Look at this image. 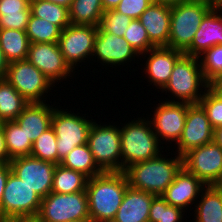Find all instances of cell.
Instances as JSON below:
<instances>
[{
  "label": "cell",
  "mask_w": 222,
  "mask_h": 222,
  "mask_svg": "<svg viewBox=\"0 0 222 222\" xmlns=\"http://www.w3.org/2000/svg\"><path fill=\"white\" fill-rule=\"evenodd\" d=\"M167 150L170 151L166 149V154L163 151V154L160 153L154 158L129 166L124 171L128 178L129 186L156 196L162 195L183 167L182 156L173 152V149L169 153ZM172 155L175 156L172 157Z\"/></svg>",
  "instance_id": "1"
},
{
  "label": "cell",
  "mask_w": 222,
  "mask_h": 222,
  "mask_svg": "<svg viewBox=\"0 0 222 222\" xmlns=\"http://www.w3.org/2000/svg\"><path fill=\"white\" fill-rule=\"evenodd\" d=\"M128 187V178L124 171L103 172L88 178L86 192L90 221L113 220Z\"/></svg>",
  "instance_id": "2"
},
{
  "label": "cell",
  "mask_w": 222,
  "mask_h": 222,
  "mask_svg": "<svg viewBox=\"0 0 222 222\" xmlns=\"http://www.w3.org/2000/svg\"><path fill=\"white\" fill-rule=\"evenodd\" d=\"M142 115L131 118V121L127 119L124 124L119 120L122 171L132 164L158 156L165 148L155 135L150 120L144 117L145 113Z\"/></svg>",
  "instance_id": "3"
},
{
  "label": "cell",
  "mask_w": 222,
  "mask_h": 222,
  "mask_svg": "<svg viewBox=\"0 0 222 222\" xmlns=\"http://www.w3.org/2000/svg\"><path fill=\"white\" fill-rule=\"evenodd\" d=\"M210 86L203 76L199 58L183 54L174 64L169 81L160 93L168 95L169 99L164 97L165 101L198 104Z\"/></svg>",
  "instance_id": "4"
},
{
  "label": "cell",
  "mask_w": 222,
  "mask_h": 222,
  "mask_svg": "<svg viewBox=\"0 0 222 222\" xmlns=\"http://www.w3.org/2000/svg\"><path fill=\"white\" fill-rule=\"evenodd\" d=\"M64 107L66 106L62 108L58 105L54 109L51 119V127L57 137L58 164L76 146L88 143L89 131L95 120L92 115L91 117L88 115V111L87 114H82V112L80 114L78 110L81 107L77 108V111H75V107L72 109H64Z\"/></svg>",
  "instance_id": "5"
},
{
  "label": "cell",
  "mask_w": 222,
  "mask_h": 222,
  "mask_svg": "<svg viewBox=\"0 0 222 222\" xmlns=\"http://www.w3.org/2000/svg\"><path fill=\"white\" fill-rule=\"evenodd\" d=\"M96 118L88 135V146L94 160L103 172H121V137L119 122L101 123ZM117 124V125H116ZM119 124V125H118Z\"/></svg>",
  "instance_id": "6"
},
{
  "label": "cell",
  "mask_w": 222,
  "mask_h": 222,
  "mask_svg": "<svg viewBox=\"0 0 222 222\" xmlns=\"http://www.w3.org/2000/svg\"><path fill=\"white\" fill-rule=\"evenodd\" d=\"M213 7L202 2H182L171 6L168 47L182 51L191 46L204 16Z\"/></svg>",
  "instance_id": "7"
},
{
  "label": "cell",
  "mask_w": 222,
  "mask_h": 222,
  "mask_svg": "<svg viewBox=\"0 0 222 222\" xmlns=\"http://www.w3.org/2000/svg\"><path fill=\"white\" fill-rule=\"evenodd\" d=\"M41 200L33 189L11 172L0 205V222L35 219L40 210Z\"/></svg>",
  "instance_id": "8"
},
{
  "label": "cell",
  "mask_w": 222,
  "mask_h": 222,
  "mask_svg": "<svg viewBox=\"0 0 222 222\" xmlns=\"http://www.w3.org/2000/svg\"><path fill=\"white\" fill-rule=\"evenodd\" d=\"M38 222L90 221L86 191L71 194L50 192L42 198Z\"/></svg>",
  "instance_id": "9"
},
{
  "label": "cell",
  "mask_w": 222,
  "mask_h": 222,
  "mask_svg": "<svg viewBox=\"0 0 222 222\" xmlns=\"http://www.w3.org/2000/svg\"><path fill=\"white\" fill-rule=\"evenodd\" d=\"M5 78L29 103L50 102L49 96L57 88L27 59L10 62Z\"/></svg>",
  "instance_id": "10"
},
{
  "label": "cell",
  "mask_w": 222,
  "mask_h": 222,
  "mask_svg": "<svg viewBox=\"0 0 222 222\" xmlns=\"http://www.w3.org/2000/svg\"><path fill=\"white\" fill-rule=\"evenodd\" d=\"M163 100L162 98L158 99L159 103L154 104L156 107L149 108L150 110L154 108V111L151 110L153 113L150 115L147 113L146 116L162 146L166 144L167 149H172L170 146L172 142L173 145L176 144L181 137L190 104Z\"/></svg>",
  "instance_id": "11"
},
{
  "label": "cell",
  "mask_w": 222,
  "mask_h": 222,
  "mask_svg": "<svg viewBox=\"0 0 222 222\" xmlns=\"http://www.w3.org/2000/svg\"><path fill=\"white\" fill-rule=\"evenodd\" d=\"M97 33L98 27L90 25L70 24L62 30L58 46L65 61L74 71L80 67L82 69L83 63H91Z\"/></svg>",
  "instance_id": "12"
},
{
  "label": "cell",
  "mask_w": 222,
  "mask_h": 222,
  "mask_svg": "<svg viewBox=\"0 0 222 222\" xmlns=\"http://www.w3.org/2000/svg\"><path fill=\"white\" fill-rule=\"evenodd\" d=\"M138 59L140 60V55L127 42V40L124 37H120V36H116L108 32H104L98 26V33L95 38V43H94V48H93V53H92V58H91L92 65H94L93 62L94 63L98 62L102 65V67L104 66V68L108 70L109 72H111L109 70L110 67H112L111 69L114 68V70L116 71V68H118V66L119 68L122 66L119 69L121 71L123 66L125 67L126 65L127 67L125 68H127L126 71L128 74V67H130V70H131L130 63L134 61V63L137 62L136 64H140V61ZM106 66L109 68H107Z\"/></svg>",
  "instance_id": "13"
},
{
  "label": "cell",
  "mask_w": 222,
  "mask_h": 222,
  "mask_svg": "<svg viewBox=\"0 0 222 222\" xmlns=\"http://www.w3.org/2000/svg\"><path fill=\"white\" fill-rule=\"evenodd\" d=\"M27 60L56 86L69 79L72 81L73 77L76 79L77 71L65 61L58 43H30Z\"/></svg>",
  "instance_id": "14"
},
{
  "label": "cell",
  "mask_w": 222,
  "mask_h": 222,
  "mask_svg": "<svg viewBox=\"0 0 222 222\" xmlns=\"http://www.w3.org/2000/svg\"><path fill=\"white\" fill-rule=\"evenodd\" d=\"M183 167L206 186L222 177V148L214 141L189 150L183 156Z\"/></svg>",
  "instance_id": "15"
},
{
  "label": "cell",
  "mask_w": 222,
  "mask_h": 222,
  "mask_svg": "<svg viewBox=\"0 0 222 222\" xmlns=\"http://www.w3.org/2000/svg\"><path fill=\"white\" fill-rule=\"evenodd\" d=\"M11 171L41 198L52 191L56 164L32 156H21L9 161Z\"/></svg>",
  "instance_id": "16"
},
{
  "label": "cell",
  "mask_w": 222,
  "mask_h": 222,
  "mask_svg": "<svg viewBox=\"0 0 222 222\" xmlns=\"http://www.w3.org/2000/svg\"><path fill=\"white\" fill-rule=\"evenodd\" d=\"M214 128L203 107L198 104H190L187 109L184 129L181 137L174 144L173 152L183 156L189 150L206 145L213 141ZM177 148V149H176Z\"/></svg>",
  "instance_id": "17"
},
{
  "label": "cell",
  "mask_w": 222,
  "mask_h": 222,
  "mask_svg": "<svg viewBox=\"0 0 222 222\" xmlns=\"http://www.w3.org/2000/svg\"><path fill=\"white\" fill-rule=\"evenodd\" d=\"M183 54L182 51L167 46L153 47L146 53L141 54L140 62L142 61L145 64L140 63L139 65L144 66L140 69L143 70L141 72L143 73L142 76L145 73L144 79L148 78L146 81L148 84L150 83L147 87L153 84L156 89H159H155V92L158 91L157 93H159L169 81L174 64Z\"/></svg>",
  "instance_id": "18"
},
{
  "label": "cell",
  "mask_w": 222,
  "mask_h": 222,
  "mask_svg": "<svg viewBox=\"0 0 222 222\" xmlns=\"http://www.w3.org/2000/svg\"><path fill=\"white\" fill-rule=\"evenodd\" d=\"M205 187L206 185L200 179L182 167L161 196L168 204L186 211L187 215L189 208V213L193 211V207Z\"/></svg>",
  "instance_id": "19"
},
{
  "label": "cell",
  "mask_w": 222,
  "mask_h": 222,
  "mask_svg": "<svg viewBox=\"0 0 222 222\" xmlns=\"http://www.w3.org/2000/svg\"><path fill=\"white\" fill-rule=\"evenodd\" d=\"M171 6L152 2L139 20L146 29L150 42L155 46H167L170 36Z\"/></svg>",
  "instance_id": "20"
},
{
  "label": "cell",
  "mask_w": 222,
  "mask_h": 222,
  "mask_svg": "<svg viewBox=\"0 0 222 222\" xmlns=\"http://www.w3.org/2000/svg\"><path fill=\"white\" fill-rule=\"evenodd\" d=\"M43 103H29L16 118V122L21 126L27 138L34 141L47 129L51 127V119L54 109L60 104L50 101ZM56 105V106H54Z\"/></svg>",
  "instance_id": "21"
},
{
  "label": "cell",
  "mask_w": 222,
  "mask_h": 222,
  "mask_svg": "<svg viewBox=\"0 0 222 222\" xmlns=\"http://www.w3.org/2000/svg\"><path fill=\"white\" fill-rule=\"evenodd\" d=\"M219 44H222V10L212 8L204 16L191 46L184 54L198 57L205 50Z\"/></svg>",
  "instance_id": "22"
},
{
  "label": "cell",
  "mask_w": 222,
  "mask_h": 222,
  "mask_svg": "<svg viewBox=\"0 0 222 222\" xmlns=\"http://www.w3.org/2000/svg\"><path fill=\"white\" fill-rule=\"evenodd\" d=\"M155 196L129 186L113 220L116 222H149L150 206Z\"/></svg>",
  "instance_id": "23"
},
{
  "label": "cell",
  "mask_w": 222,
  "mask_h": 222,
  "mask_svg": "<svg viewBox=\"0 0 222 222\" xmlns=\"http://www.w3.org/2000/svg\"><path fill=\"white\" fill-rule=\"evenodd\" d=\"M193 209L192 222H222V193L215 185L206 186Z\"/></svg>",
  "instance_id": "24"
},
{
  "label": "cell",
  "mask_w": 222,
  "mask_h": 222,
  "mask_svg": "<svg viewBox=\"0 0 222 222\" xmlns=\"http://www.w3.org/2000/svg\"><path fill=\"white\" fill-rule=\"evenodd\" d=\"M30 0H0V29L26 30Z\"/></svg>",
  "instance_id": "25"
},
{
  "label": "cell",
  "mask_w": 222,
  "mask_h": 222,
  "mask_svg": "<svg viewBox=\"0 0 222 222\" xmlns=\"http://www.w3.org/2000/svg\"><path fill=\"white\" fill-rule=\"evenodd\" d=\"M29 46L25 30L0 29V47L9 63L26 60Z\"/></svg>",
  "instance_id": "26"
},
{
  "label": "cell",
  "mask_w": 222,
  "mask_h": 222,
  "mask_svg": "<svg viewBox=\"0 0 222 222\" xmlns=\"http://www.w3.org/2000/svg\"><path fill=\"white\" fill-rule=\"evenodd\" d=\"M29 102L6 80L0 78V119L15 121Z\"/></svg>",
  "instance_id": "27"
},
{
  "label": "cell",
  "mask_w": 222,
  "mask_h": 222,
  "mask_svg": "<svg viewBox=\"0 0 222 222\" xmlns=\"http://www.w3.org/2000/svg\"><path fill=\"white\" fill-rule=\"evenodd\" d=\"M68 11L71 24L97 27L104 13L102 0H73Z\"/></svg>",
  "instance_id": "28"
},
{
  "label": "cell",
  "mask_w": 222,
  "mask_h": 222,
  "mask_svg": "<svg viewBox=\"0 0 222 222\" xmlns=\"http://www.w3.org/2000/svg\"><path fill=\"white\" fill-rule=\"evenodd\" d=\"M2 130L8 152V163L16 157L30 156L33 144L16 121L3 122Z\"/></svg>",
  "instance_id": "29"
},
{
  "label": "cell",
  "mask_w": 222,
  "mask_h": 222,
  "mask_svg": "<svg viewBox=\"0 0 222 222\" xmlns=\"http://www.w3.org/2000/svg\"><path fill=\"white\" fill-rule=\"evenodd\" d=\"M60 164L66 168L81 172L88 178L103 173L96 164L88 144L76 146L61 160Z\"/></svg>",
  "instance_id": "30"
},
{
  "label": "cell",
  "mask_w": 222,
  "mask_h": 222,
  "mask_svg": "<svg viewBox=\"0 0 222 222\" xmlns=\"http://www.w3.org/2000/svg\"><path fill=\"white\" fill-rule=\"evenodd\" d=\"M88 177L83 173L66 168L61 164L55 167L52 193L71 194L86 191Z\"/></svg>",
  "instance_id": "31"
},
{
  "label": "cell",
  "mask_w": 222,
  "mask_h": 222,
  "mask_svg": "<svg viewBox=\"0 0 222 222\" xmlns=\"http://www.w3.org/2000/svg\"><path fill=\"white\" fill-rule=\"evenodd\" d=\"M31 14L59 26L62 30L70 25L68 8L46 1L30 0Z\"/></svg>",
  "instance_id": "32"
},
{
  "label": "cell",
  "mask_w": 222,
  "mask_h": 222,
  "mask_svg": "<svg viewBox=\"0 0 222 222\" xmlns=\"http://www.w3.org/2000/svg\"><path fill=\"white\" fill-rule=\"evenodd\" d=\"M25 31L30 43H58L62 29L31 14Z\"/></svg>",
  "instance_id": "33"
},
{
  "label": "cell",
  "mask_w": 222,
  "mask_h": 222,
  "mask_svg": "<svg viewBox=\"0 0 222 222\" xmlns=\"http://www.w3.org/2000/svg\"><path fill=\"white\" fill-rule=\"evenodd\" d=\"M198 58L203 76L210 85L222 77V44L205 50Z\"/></svg>",
  "instance_id": "34"
},
{
  "label": "cell",
  "mask_w": 222,
  "mask_h": 222,
  "mask_svg": "<svg viewBox=\"0 0 222 222\" xmlns=\"http://www.w3.org/2000/svg\"><path fill=\"white\" fill-rule=\"evenodd\" d=\"M181 208L168 204L161 196H155L150 206L149 222H183L186 219Z\"/></svg>",
  "instance_id": "35"
},
{
  "label": "cell",
  "mask_w": 222,
  "mask_h": 222,
  "mask_svg": "<svg viewBox=\"0 0 222 222\" xmlns=\"http://www.w3.org/2000/svg\"><path fill=\"white\" fill-rule=\"evenodd\" d=\"M57 137L52 127L44 131L33 143L30 156L58 164Z\"/></svg>",
  "instance_id": "36"
},
{
  "label": "cell",
  "mask_w": 222,
  "mask_h": 222,
  "mask_svg": "<svg viewBox=\"0 0 222 222\" xmlns=\"http://www.w3.org/2000/svg\"><path fill=\"white\" fill-rule=\"evenodd\" d=\"M206 112L211 126L215 129L222 125V95L210 86L199 101Z\"/></svg>",
  "instance_id": "37"
},
{
  "label": "cell",
  "mask_w": 222,
  "mask_h": 222,
  "mask_svg": "<svg viewBox=\"0 0 222 222\" xmlns=\"http://www.w3.org/2000/svg\"><path fill=\"white\" fill-rule=\"evenodd\" d=\"M123 37L139 55L155 47L150 42L148 33L139 19H132Z\"/></svg>",
  "instance_id": "38"
},
{
  "label": "cell",
  "mask_w": 222,
  "mask_h": 222,
  "mask_svg": "<svg viewBox=\"0 0 222 222\" xmlns=\"http://www.w3.org/2000/svg\"><path fill=\"white\" fill-rule=\"evenodd\" d=\"M132 19L115 9L104 11L99 27L116 36L123 37Z\"/></svg>",
  "instance_id": "39"
},
{
  "label": "cell",
  "mask_w": 222,
  "mask_h": 222,
  "mask_svg": "<svg viewBox=\"0 0 222 222\" xmlns=\"http://www.w3.org/2000/svg\"><path fill=\"white\" fill-rule=\"evenodd\" d=\"M151 3L152 0H121L115 10L131 19H139Z\"/></svg>",
  "instance_id": "40"
},
{
  "label": "cell",
  "mask_w": 222,
  "mask_h": 222,
  "mask_svg": "<svg viewBox=\"0 0 222 222\" xmlns=\"http://www.w3.org/2000/svg\"><path fill=\"white\" fill-rule=\"evenodd\" d=\"M11 167L9 163H0V205L2 201V196L4 193V188L9 174L11 173Z\"/></svg>",
  "instance_id": "41"
},
{
  "label": "cell",
  "mask_w": 222,
  "mask_h": 222,
  "mask_svg": "<svg viewBox=\"0 0 222 222\" xmlns=\"http://www.w3.org/2000/svg\"><path fill=\"white\" fill-rule=\"evenodd\" d=\"M0 163H8V152L6 149L2 125L0 126Z\"/></svg>",
  "instance_id": "42"
},
{
  "label": "cell",
  "mask_w": 222,
  "mask_h": 222,
  "mask_svg": "<svg viewBox=\"0 0 222 222\" xmlns=\"http://www.w3.org/2000/svg\"><path fill=\"white\" fill-rule=\"evenodd\" d=\"M9 62L6 60L5 55L0 47V78H5Z\"/></svg>",
  "instance_id": "43"
},
{
  "label": "cell",
  "mask_w": 222,
  "mask_h": 222,
  "mask_svg": "<svg viewBox=\"0 0 222 222\" xmlns=\"http://www.w3.org/2000/svg\"><path fill=\"white\" fill-rule=\"evenodd\" d=\"M121 0H102L104 11L115 9Z\"/></svg>",
  "instance_id": "44"
},
{
  "label": "cell",
  "mask_w": 222,
  "mask_h": 222,
  "mask_svg": "<svg viewBox=\"0 0 222 222\" xmlns=\"http://www.w3.org/2000/svg\"><path fill=\"white\" fill-rule=\"evenodd\" d=\"M213 141L222 148V125L214 129Z\"/></svg>",
  "instance_id": "45"
},
{
  "label": "cell",
  "mask_w": 222,
  "mask_h": 222,
  "mask_svg": "<svg viewBox=\"0 0 222 222\" xmlns=\"http://www.w3.org/2000/svg\"><path fill=\"white\" fill-rule=\"evenodd\" d=\"M189 0H152L154 3H160L163 5L174 6L176 4L187 2Z\"/></svg>",
  "instance_id": "46"
},
{
  "label": "cell",
  "mask_w": 222,
  "mask_h": 222,
  "mask_svg": "<svg viewBox=\"0 0 222 222\" xmlns=\"http://www.w3.org/2000/svg\"><path fill=\"white\" fill-rule=\"evenodd\" d=\"M61 6H64L69 9V7L72 5L73 0H46Z\"/></svg>",
  "instance_id": "47"
},
{
  "label": "cell",
  "mask_w": 222,
  "mask_h": 222,
  "mask_svg": "<svg viewBox=\"0 0 222 222\" xmlns=\"http://www.w3.org/2000/svg\"><path fill=\"white\" fill-rule=\"evenodd\" d=\"M217 92L222 95V77L211 85Z\"/></svg>",
  "instance_id": "48"
},
{
  "label": "cell",
  "mask_w": 222,
  "mask_h": 222,
  "mask_svg": "<svg viewBox=\"0 0 222 222\" xmlns=\"http://www.w3.org/2000/svg\"><path fill=\"white\" fill-rule=\"evenodd\" d=\"M191 2H202V3H206L209 4L210 6L213 7V3L215 2V0H189Z\"/></svg>",
  "instance_id": "49"
},
{
  "label": "cell",
  "mask_w": 222,
  "mask_h": 222,
  "mask_svg": "<svg viewBox=\"0 0 222 222\" xmlns=\"http://www.w3.org/2000/svg\"><path fill=\"white\" fill-rule=\"evenodd\" d=\"M213 8L222 10V0H215L213 3Z\"/></svg>",
  "instance_id": "50"
},
{
  "label": "cell",
  "mask_w": 222,
  "mask_h": 222,
  "mask_svg": "<svg viewBox=\"0 0 222 222\" xmlns=\"http://www.w3.org/2000/svg\"><path fill=\"white\" fill-rule=\"evenodd\" d=\"M5 222H38L36 219L9 220Z\"/></svg>",
  "instance_id": "51"
},
{
  "label": "cell",
  "mask_w": 222,
  "mask_h": 222,
  "mask_svg": "<svg viewBox=\"0 0 222 222\" xmlns=\"http://www.w3.org/2000/svg\"><path fill=\"white\" fill-rule=\"evenodd\" d=\"M215 186H216L217 189L222 193V177H221L220 180L215 184Z\"/></svg>",
  "instance_id": "52"
},
{
  "label": "cell",
  "mask_w": 222,
  "mask_h": 222,
  "mask_svg": "<svg viewBox=\"0 0 222 222\" xmlns=\"http://www.w3.org/2000/svg\"><path fill=\"white\" fill-rule=\"evenodd\" d=\"M99 222H116L114 220H107V221H99Z\"/></svg>",
  "instance_id": "53"
},
{
  "label": "cell",
  "mask_w": 222,
  "mask_h": 222,
  "mask_svg": "<svg viewBox=\"0 0 222 222\" xmlns=\"http://www.w3.org/2000/svg\"><path fill=\"white\" fill-rule=\"evenodd\" d=\"M72 222H91V221H72Z\"/></svg>",
  "instance_id": "54"
}]
</instances>
